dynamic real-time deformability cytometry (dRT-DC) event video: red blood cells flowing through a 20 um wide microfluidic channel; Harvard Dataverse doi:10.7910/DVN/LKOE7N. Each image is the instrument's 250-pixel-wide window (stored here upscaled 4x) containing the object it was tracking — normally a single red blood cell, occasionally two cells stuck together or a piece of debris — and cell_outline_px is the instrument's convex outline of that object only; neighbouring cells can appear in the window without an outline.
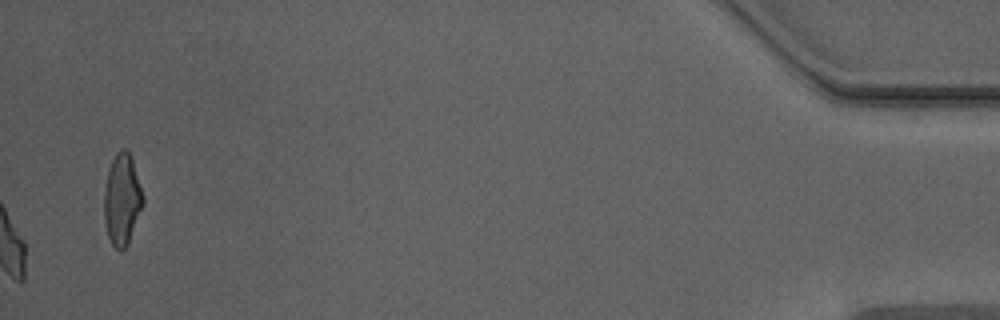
{"species": "Egyptian fruit bat (a non-hibernating species)", "species_latin": "Rousettus aegyptiacus", "temperature_condition": "warm", "stored_images_in_passage": 38, "camera_frame_rate_fps": 3000, "um_per_image_px": 0.085, "animal": {"sex": "male"}, "frame": {"image": 1, "passage_image": 38, "time_ms": 12.333, "image_size_px": [1000, 320], "cell_outline_px": [[144, 204], [128, 244], [120, 252], [112, 244], [108, 236], [104, 220], [104, 188], [108, 168], [116, 152], [120, 148], [128, 148], [144, 196]], "centroid_in_image_um": [10.37, 16.94], "position_along_channel_um": 424.8, "area_um2": 20.92}, "authors_computed_cell_mechanics": {"area_um2": 16.8198, "velocity_mm_per_s": 3.951, "shape_relaxation_time_tau1_ms": 3.356, "shape_relaxation_time_tau2_ms": 1.3998, "deformation_change_tau1": 0.1354, "deformation_change_tau2": 0.0862}}